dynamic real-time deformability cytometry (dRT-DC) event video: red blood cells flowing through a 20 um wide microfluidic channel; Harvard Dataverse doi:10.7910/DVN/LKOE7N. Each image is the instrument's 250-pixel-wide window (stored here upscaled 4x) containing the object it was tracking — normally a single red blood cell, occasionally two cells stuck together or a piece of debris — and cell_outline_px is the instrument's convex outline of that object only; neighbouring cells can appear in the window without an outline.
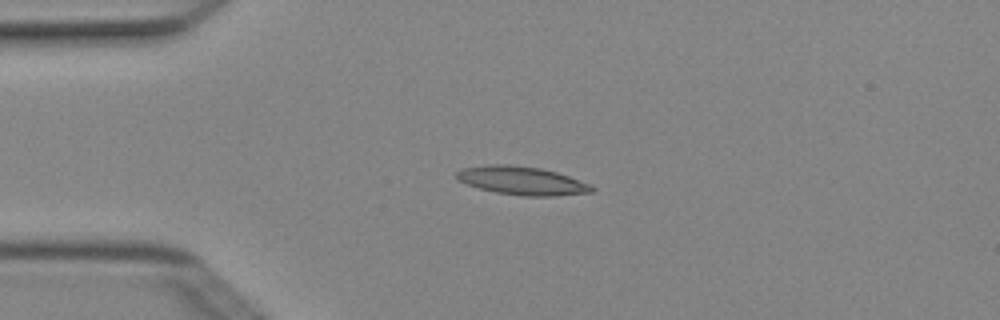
{"species": "Egyptian fruit bat (a non-hibernating species)", "species_latin": "Rousettus aegyptiacus", "temperature_condition": "cold", "stored_images_in_passage": 6, "camera_frame_rate_fps": 3000, "um_per_image_px": 0.085, "animal": {"sex": "female"}, "frame": {"image": 1, "passage_image": 4, "time_ms": 1.0, "image_size_px": [1000, 320], "cell_outline_px": [[596, 188], [592, 192], [556, 196], [520, 196], [496, 192], [480, 188], [456, 180], [456, 172], [464, 168], [488, 164], [508, 164], [540, 168], [556, 172], [568, 176], [588, 184]], "centroid_in_image_um": [44.35, 15.36], "position_along_channel_um": 40.7, "area_um2": 22.25}}
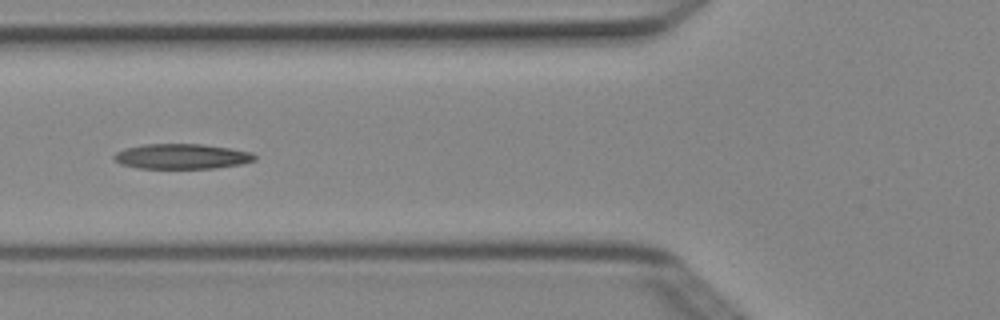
{"frame": {"image": 2, "passage_image": 6, "time_ms": 1.667, "image_size_px": [1000, 320], "cell_outline_px": [[256, 160], [240, 164], [216, 168], [140, 168], [120, 164], [112, 160], [112, 156], [116, 152], [124, 148], [144, 144], [204, 144], [252, 152], [256, 156]], "centroid_in_image_um": [15.41, 13.29], "position_along_channel_um": 110.4, "area_um2": 20.69}}